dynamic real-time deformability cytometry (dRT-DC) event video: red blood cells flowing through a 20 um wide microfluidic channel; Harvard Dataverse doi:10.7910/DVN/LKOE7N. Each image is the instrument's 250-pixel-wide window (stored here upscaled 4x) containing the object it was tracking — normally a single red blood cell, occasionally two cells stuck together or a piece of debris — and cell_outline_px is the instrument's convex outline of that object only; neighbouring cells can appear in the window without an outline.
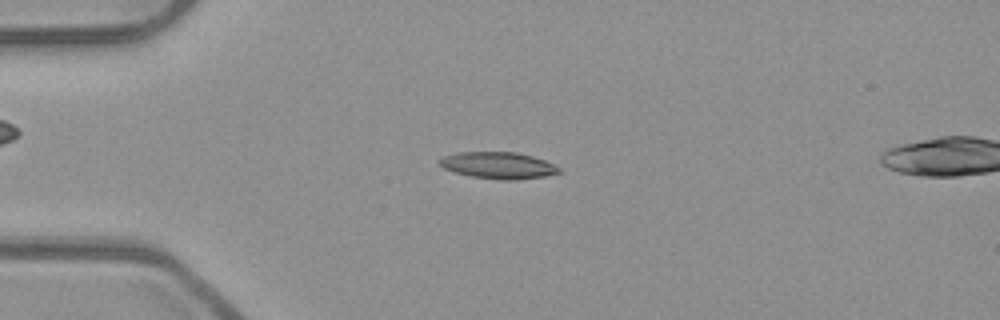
{"species": "common noctule bat (a hibernating species)", "species_latin": "Nyctalus noctula", "temperature_condition": "room temperature", "stored_images_in_passage": 52, "camera_frame_rate_fps": 3000, "um_per_image_px": 0.085, "animal": {"sex": "male", "body_mass_g": 23.1, "forearm_length_mm": 52.7}, "frame": {"image": 1, "passage_image": 13, "time_ms": 4.0, "image_size_px": [1000, 320], "cell_outline_px": [[560, 172], [544, 176], [516, 180], [500, 180], [472, 176], [456, 172], [444, 168], [436, 160], [444, 156], [456, 152], [516, 152], [532, 156], [544, 160], [560, 168]], "centroid_in_image_um": [42.33, 14.05], "position_along_channel_um": 42.7, "area_um2": 18.44}}
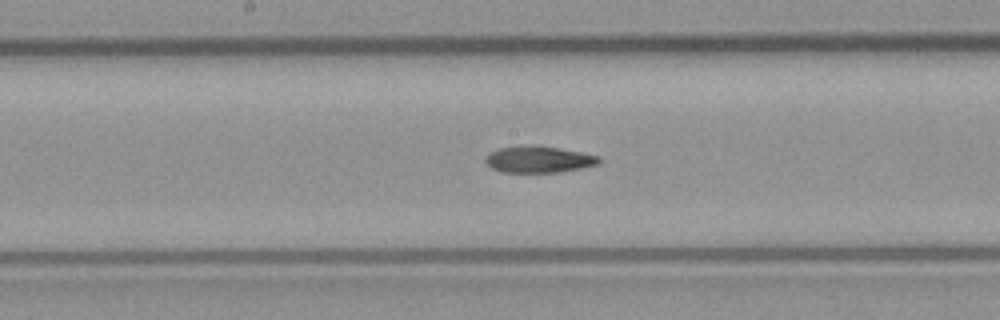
{"frame": {"image": 2, "passage_image": 27, "time_ms": 8.667, "image_size_px": [1000, 320], "cell_outline_px": [[600, 164], [560, 172], [500, 172], [492, 168], [484, 160], [488, 152], [496, 148], [520, 144], [532, 144], [580, 152], [600, 156]], "centroid_in_image_um": [45.73, 13.53], "position_along_channel_um": 202.5, "area_um2": 17.86}}
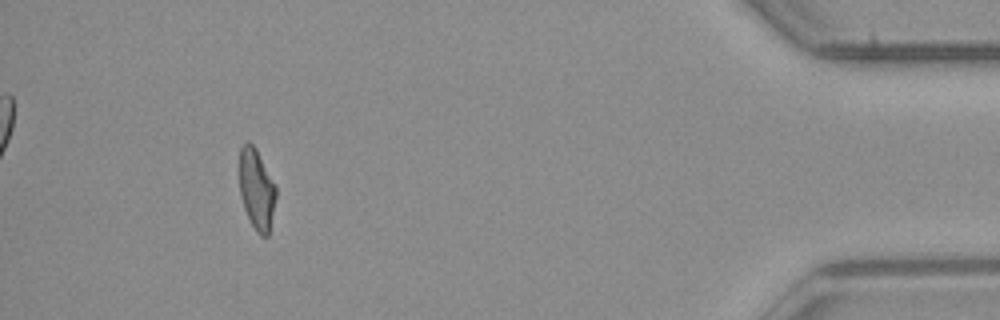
{"frame": {"image": 3, "passage_image": 48, "time_ms": 15.667, "image_size_px": [1000, 320], "cell_outline_px": [[276, 196], [268, 236], [260, 236], [256, 232], [244, 208], [240, 196], [240, 148], [248, 140], [256, 148], [276, 184]], "centroid_in_image_um": [21.82, 16.07], "position_along_channel_um": 413.4, "area_um2": 17.17}, "authors_computed_cell_mechanics": {"area_um2": 17.8602, "velocity_mm_per_s": 3.947, "shape_relaxation_time_tau1_ms": null, "shape_relaxation_time_tau2_ms": 4.8243, "deformation_change_tau1": null, "deformation_change_tau2": 0.1257}}